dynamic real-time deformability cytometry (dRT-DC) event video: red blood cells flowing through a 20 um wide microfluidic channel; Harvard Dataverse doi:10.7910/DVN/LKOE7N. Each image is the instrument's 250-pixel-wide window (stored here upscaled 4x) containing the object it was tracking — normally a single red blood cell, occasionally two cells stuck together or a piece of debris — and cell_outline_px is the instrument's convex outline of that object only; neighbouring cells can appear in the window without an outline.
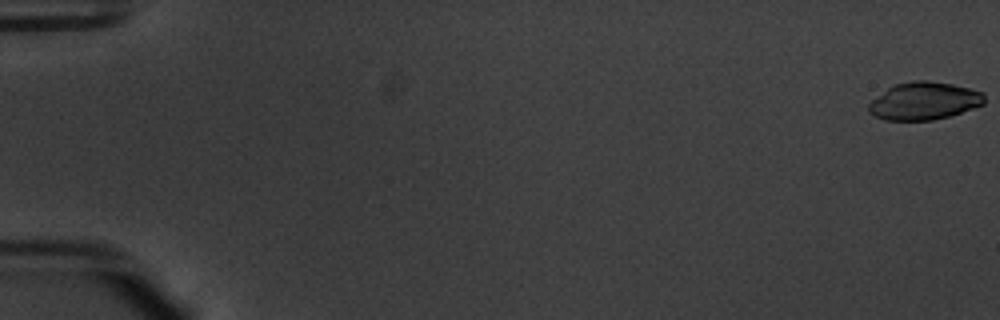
{"species": "common noctule bat (a hibernating species)", "species_latin": "Nyctalus noctula", "temperature_condition": "warm", "stored_images_in_passage": 55, "camera_frame_rate_fps": 3000, "um_per_image_px": 0.085, "animal": {"sex": "male", "body_mass_g": 20.1, "forearm_length_mm": 53.5}, "frame": {"image": 1, "passage_image": 1, "time_ms": 0.0, "image_size_px": [1000, 320], "cell_outline_px": [[984, 104], [948, 116], [932, 120], [884, 120], [868, 112], [868, 104], [872, 100], [888, 88], [896, 84], [912, 80], [928, 80], [952, 84], [984, 92]], "centroid_in_image_um": [78.53, 8.57], "position_along_channel_um": 6.5, "area_um2": 25.2}}
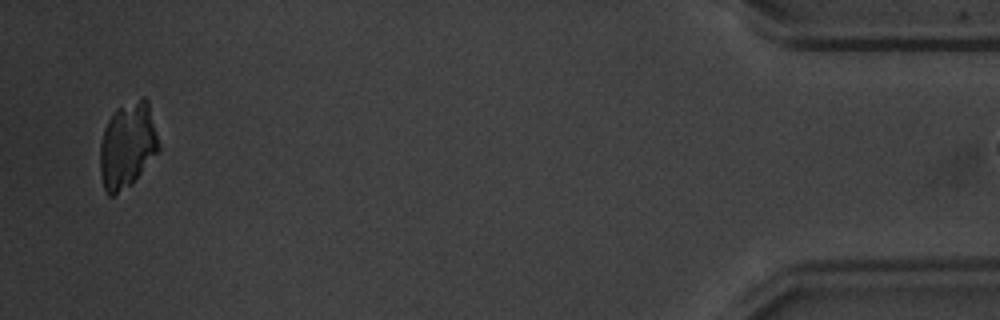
{"frame": {"image": 2, "passage_image": 54, "time_ms": 17.667, "image_size_px": [1000, 320], "cell_outline_px": [[160, 152], [132, 184], [112, 196], [108, 196], [104, 192], [100, 172], [100, 144], [104, 128], [112, 112], [116, 108], [144, 96], [148, 100], [160, 148]], "centroid_in_image_um": [10.83, 12.37], "position_along_channel_um": 424.4, "area_um2": 29.71}}